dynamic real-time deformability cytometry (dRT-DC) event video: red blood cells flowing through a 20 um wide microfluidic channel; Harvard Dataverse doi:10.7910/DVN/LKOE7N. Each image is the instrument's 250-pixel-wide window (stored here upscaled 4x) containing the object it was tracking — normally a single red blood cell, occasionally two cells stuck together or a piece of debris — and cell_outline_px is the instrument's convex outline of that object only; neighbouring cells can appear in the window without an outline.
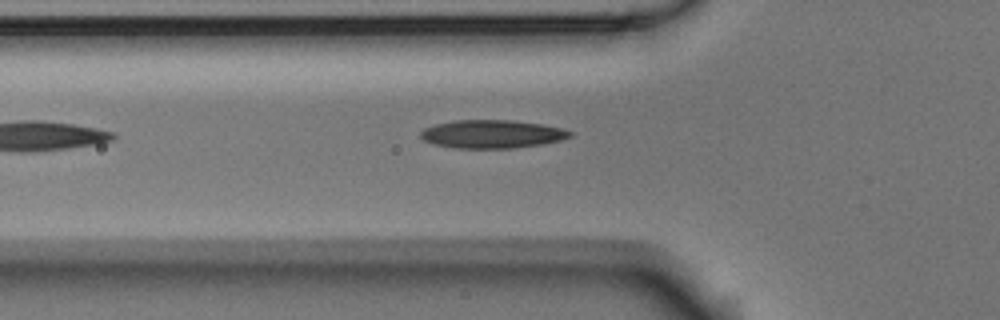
{"species": "Egyptian fruit bat (a non-hibernating species)", "species_latin": "Rousettus aegyptiacus", "temperature_condition": "room temperature", "stored_images_in_passage": 3, "camera_frame_rate_fps": 3000, "um_per_image_px": 0.085, "animal": {"sex": "male"}, "frame": {"image": 1, "passage_image": 3, "time_ms": 0.667, "image_size_px": [1000, 320], "cell_outline_px": [[572, 136], [560, 140], [540, 144], [512, 148], [456, 148], [432, 144], [424, 140], [420, 136], [420, 132], [424, 128], [436, 124], [456, 120], [512, 120], [540, 124], [560, 128], [572, 132]], "centroid_in_image_um": [41.78, 11.39], "position_along_channel_um": 84.0, "area_um2": 24.39}}